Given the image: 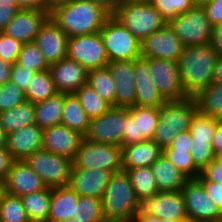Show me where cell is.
I'll return each mask as SVG.
<instances>
[{"label": "cell", "instance_id": "603a6c76", "mask_svg": "<svg viewBox=\"0 0 222 222\" xmlns=\"http://www.w3.org/2000/svg\"><path fill=\"white\" fill-rule=\"evenodd\" d=\"M4 183L6 193L19 197L47 188L25 160L13 161Z\"/></svg>", "mask_w": 222, "mask_h": 222}, {"label": "cell", "instance_id": "7dc6e473", "mask_svg": "<svg viewBox=\"0 0 222 222\" xmlns=\"http://www.w3.org/2000/svg\"><path fill=\"white\" fill-rule=\"evenodd\" d=\"M196 180H209L222 184V163L215 158L201 171Z\"/></svg>", "mask_w": 222, "mask_h": 222}, {"label": "cell", "instance_id": "f1b7e54d", "mask_svg": "<svg viewBox=\"0 0 222 222\" xmlns=\"http://www.w3.org/2000/svg\"><path fill=\"white\" fill-rule=\"evenodd\" d=\"M150 167L159 192L180 191L189 180L163 154Z\"/></svg>", "mask_w": 222, "mask_h": 222}, {"label": "cell", "instance_id": "9f6ffc18", "mask_svg": "<svg viewBox=\"0 0 222 222\" xmlns=\"http://www.w3.org/2000/svg\"><path fill=\"white\" fill-rule=\"evenodd\" d=\"M10 64L0 58V86L10 81L11 68Z\"/></svg>", "mask_w": 222, "mask_h": 222}, {"label": "cell", "instance_id": "e0dca14e", "mask_svg": "<svg viewBox=\"0 0 222 222\" xmlns=\"http://www.w3.org/2000/svg\"><path fill=\"white\" fill-rule=\"evenodd\" d=\"M140 211L158 217L180 222H187L183 195L180 191L158 192L140 202Z\"/></svg>", "mask_w": 222, "mask_h": 222}, {"label": "cell", "instance_id": "8992f818", "mask_svg": "<svg viewBox=\"0 0 222 222\" xmlns=\"http://www.w3.org/2000/svg\"><path fill=\"white\" fill-rule=\"evenodd\" d=\"M99 32L109 62L141 58L140 41L112 15Z\"/></svg>", "mask_w": 222, "mask_h": 222}, {"label": "cell", "instance_id": "e575fe53", "mask_svg": "<svg viewBox=\"0 0 222 222\" xmlns=\"http://www.w3.org/2000/svg\"><path fill=\"white\" fill-rule=\"evenodd\" d=\"M123 171H126L129 175L131 185L133 186L136 196L140 202L143 199L152 197L159 192L154 173L150 166Z\"/></svg>", "mask_w": 222, "mask_h": 222}, {"label": "cell", "instance_id": "ffe728a7", "mask_svg": "<svg viewBox=\"0 0 222 222\" xmlns=\"http://www.w3.org/2000/svg\"><path fill=\"white\" fill-rule=\"evenodd\" d=\"M68 36L49 17L36 35L35 43L49 64L67 57Z\"/></svg>", "mask_w": 222, "mask_h": 222}, {"label": "cell", "instance_id": "680465c9", "mask_svg": "<svg viewBox=\"0 0 222 222\" xmlns=\"http://www.w3.org/2000/svg\"><path fill=\"white\" fill-rule=\"evenodd\" d=\"M214 155L222 152V125L218 124L212 141Z\"/></svg>", "mask_w": 222, "mask_h": 222}, {"label": "cell", "instance_id": "7402d4cb", "mask_svg": "<svg viewBox=\"0 0 222 222\" xmlns=\"http://www.w3.org/2000/svg\"><path fill=\"white\" fill-rule=\"evenodd\" d=\"M49 71L60 93L73 94L87 83L88 71L68 57L50 64Z\"/></svg>", "mask_w": 222, "mask_h": 222}, {"label": "cell", "instance_id": "4316f807", "mask_svg": "<svg viewBox=\"0 0 222 222\" xmlns=\"http://www.w3.org/2000/svg\"><path fill=\"white\" fill-rule=\"evenodd\" d=\"M162 154L163 149L153 140L122 147L123 170L151 166Z\"/></svg>", "mask_w": 222, "mask_h": 222}, {"label": "cell", "instance_id": "2e32d148", "mask_svg": "<svg viewBox=\"0 0 222 222\" xmlns=\"http://www.w3.org/2000/svg\"><path fill=\"white\" fill-rule=\"evenodd\" d=\"M141 58H157L177 61L184 45L168 23L160 30L144 38L141 42Z\"/></svg>", "mask_w": 222, "mask_h": 222}, {"label": "cell", "instance_id": "3957f363", "mask_svg": "<svg viewBox=\"0 0 222 222\" xmlns=\"http://www.w3.org/2000/svg\"><path fill=\"white\" fill-rule=\"evenodd\" d=\"M101 202L106 222H134L140 210V200L126 171L110 176Z\"/></svg>", "mask_w": 222, "mask_h": 222}, {"label": "cell", "instance_id": "6125c7cd", "mask_svg": "<svg viewBox=\"0 0 222 222\" xmlns=\"http://www.w3.org/2000/svg\"><path fill=\"white\" fill-rule=\"evenodd\" d=\"M72 0H46V11H51L55 7L71 2Z\"/></svg>", "mask_w": 222, "mask_h": 222}, {"label": "cell", "instance_id": "83f0119b", "mask_svg": "<svg viewBox=\"0 0 222 222\" xmlns=\"http://www.w3.org/2000/svg\"><path fill=\"white\" fill-rule=\"evenodd\" d=\"M79 195L68 186L51 188L48 222H60L75 217Z\"/></svg>", "mask_w": 222, "mask_h": 222}, {"label": "cell", "instance_id": "d4e9b609", "mask_svg": "<svg viewBox=\"0 0 222 222\" xmlns=\"http://www.w3.org/2000/svg\"><path fill=\"white\" fill-rule=\"evenodd\" d=\"M42 144L43 129L33 124L9 133L6 149L14 160H25L30 154L41 150Z\"/></svg>", "mask_w": 222, "mask_h": 222}, {"label": "cell", "instance_id": "8c879c8a", "mask_svg": "<svg viewBox=\"0 0 222 222\" xmlns=\"http://www.w3.org/2000/svg\"><path fill=\"white\" fill-rule=\"evenodd\" d=\"M217 119H218V123H219L220 125H222V114H221Z\"/></svg>", "mask_w": 222, "mask_h": 222}, {"label": "cell", "instance_id": "03108f58", "mask_svg": "<svg viewBox=\"0 0 222 222\" xmlns=\"http://www.w3.org/2000/svg\"><path fill=\"white\" fill-rule=\"evenodd\" d=\"M5 193V183L4 179L0 178V199L2 198L3 194Z\"/></svg>", "mask_w": 222, "mask_h": 222}, {"label": "cell", "instance_id": "ee69618b", "mask_svg": "<svg viewBox=\"0 0 222 222\" xmlns=\"http://www.w3.org/2000/svg\"><path fill=\"white\" fill-rule=\"evenodd\" d=\"M26 101L25 93L13 82L0 86V113L20 105Z\"/></svg>", "mask_w": 222, "mask_h": 222}, {"label": "cell", "instance_id": "5b68a950", "mask_svg": "<svg viewBox=\"0 0 222 222\" xmlns=\"http://www.w3.org/2000/svg\"><path fill=\"white\" fill-rule=\"evenodd\" d=\"M112 16L140 42L167 24V21L150 3H122Z\"/></svg>", "mask_w": 222, "mask_h": 222}, {"label": "cell", "instance_id": "7a4b0ae2", "mask_svg": "<svg viewBox=\"0 0 222 222\" xmlns=\"http://www.w3.org/2000/svg\"><path fill=\"white\" fill-rule=\"evenodd\" d=\"M218 53L211 44L186 46L178 60L182 85L188 97H195L213 83Z\"/></svg>", "mask_w": 222, "mask_h": 222}, {"label": "cell", "instance_id": "ba28073f", "mask_svg": "<svg viewBox=\"0 0 222 222\" xmlns=\"http://www.w3.org/2000/svg\"><path fill=\"white\" fill-rule=\"evenodd\" d=\"M73 168L123 171L122 147L84 140L73 159Z\"/></svg>", "mask_w": 222, "mask_h": 222}, {"label": "cell", "instance_id": "74e56055", "mask_svg": "<svg viewBox=\"0 0 222 222\" xmlns=\"http://www.w3.org/2000/svg\"><path fill=\"white\" fill-rule=\"evenodd\" d=\"M74 94L79 99L83 110L90 120L103 115L112 107L87 83L82 85Z\"/></svg>", "mask_w": 222, "mask_h": 222}, {"label": "cell", "instance_id": "cb8c5ba5", "mask_svg": "<svg viewBox=\"0 0 222 222\" xmlns=\"http://www.w3.org/2000/svg\"><path fill=\"white\" fill-rule=\"evenodd\" d=\"M112 172L101 169H71L68 187L79 196H90L101 199L108 185Z\"/></svg>", "mask_w": 222, "mask_h": 222}, {"label": "cell", "instance_id": "7bdbcfd3", "mask_svg": "<svg viewBox=\"0 0 222 222\" xmlns=\"http://www.w3.org/2000/svg\"><path fill=\"white\" fill-rule=\"evenodd\" d=\"M163 155L188 179H196L201 171L194 165V160L187 150H163Z\"/></svg>", "mask_w": 222, "mask_h": 222}, {"label": "cell", "instance_id": "d6986e66", "mask_svg": "<svg viewBox=\"0 0 222 222\" xmlns=\"http://www.w3.org/2000/svg\"><path fill=\"white\" fill-rule=\"evenodd\" d=\"M49 17L46 10L20 9L2 32L23 44L33 42Z\"/></svg>", "mask_w": 222, "mask_h": 222}, {"label": "cell", "instance_id": "484cf974", "mask_svg": "<svg viewBox=\"0 0 222 222\" xmlns=\"http://www.w3.org/2000/svg\"><path fill=\"white\" fill-rule=\"evenodd\" d=\"M134 80L136 84V106L159 108L166 100L155 88L149 70V58L134 60Z\"/></svg>", "mask_w": 222, "mask_h": 222}, {"label": "cell", "instance_id": "277c9868", "mask_svg": "<svg viewBox=\"0 0 222 222\" xmlns=\"http://www.w3.org/2000/svg\"><path fill=\"white\" fill-rule=\"evenodd\" d=\"M198 106L194 97L165 101L159 108V119L152 140L162 149L168 147L180 132L188 131Z\"/></svg>", "mask_w": 222, "mask_h": 222}, {"label": "cell", "instance_id": "11a10c76", "mask_svg": "<svg viewBox=\"0 0 222 222\" xmlns=\"http://www.w3.org/2000/svg\"><path fill=\"white\" fill-rule=\"evenodd\" d=\"M210 44L218 56L222 58V24L214 26Z\"/></svg>", "mask_w": 222, "mask_h": 222}, {"label": "cell", "instance_id": "816d5d0a", "mask_svg": "<svg viewBox=\"0 0 222 222\" xmlns=\"http://www.w3.org/2000/svg\"><path fill=\"white\" fill-rule=\"evenodd\" d=\"M19 10L17 5L0 3V32L6 28Z\"/></svg>", "mask_w": 222, "mask_h": 222}, {"label": "cell", "instance_id": "6da1fadb", "mask_svg": "<svg viewBox=\"0 0 222 222\" xmlns=\"http://www.w3.org/2000/svg\"><path fill=\"white\" fill-rule=\"evenodd\" d=\"M111 14L90 0H72L50 11L52 20L68 37L99 32Z\"/></svg>", "mask_w": 222, "mask_h": 222}, {"label": "cell", "instance_id": "89a4df30", "mask_svg": "<svg viewBox=\"0 0 222 222\" xmlns=\"http://www.w3.org/2000/svg\"><path fill=\"white\" fill-rule=\"evenodd\" d=\"M215 158L222 163V152L218 153Z\"/></svg>", "mask_w": 222, "mask_h": 222}, {"label": "cell", "instance_id": "681fc988", "mask_svg": "<svg viewBox=\"0 0 222 222\" xmlns=\"http://www.w3.org/2000/svg\"><path fill=\"white\" fill-rule=\"evenodd\" d=\"M213 26L222 24V0H213L202 5Z\"/></svg>", "mask_w": 222, "mask_h": 222}, {"label": "cell", "instance_id": "9a60e30c", "mask_svg": "<svg viewBox=\"0 0 222 222\" xmlns=\"http://www.w3.org/2000/svg\"><path fill=\"white\" fill-rule=\"evenodd\" d=\"M159 119L158 108L132 106L123 129L122 147L152 140Z\"/></svg>", "mask_w": 222, "mask_h": 222}, {"label": "cell", "instance_id": "30bf717a", "mask_svg": "<svg viewBox=\"0 0 222 222\" xmlns=\"http://www.w3.org/2000/svg\"><path fill=\"white\" fill-rule=\"evenodd\" d=\"M129 108L112 106L103 115L89 122L85 140L122 147L123 129Z\"/></svg>", "mask_w": 222, "mask_h": 222}, {"label": "cell", "instance_id": "bcb514c9", "mask_svg": "<svg viewBox=\"0 0 222 222\" xmlns=\"http://www.w3.org/2000/svg\"><path fill=\"white\" fill-rule=\"evenodd\" d=\"M34 73L32 69H27L16 62L11 68L10 81L25 93Z\"/></svg>", "mask_w": 222, "mask_h": 222}, {"label": "cell", "instance_id": "44dd1931", "mask_svg": "<svg viewBox=\"0 0 222 222\" xmlns=\"http://www.w3.org/2000/svg\"><path fill=\"white\" fill-rule=\"evenodd\" d=\"M107 67L115 80V106L126 108L135 106L134 60L111 61Z\"/></svg>", "mask_w": 222, "mask_h": 222}, {"label": "cell", "instance_id": "d590c367", "mask_svg": "<svg viewBox=\"0 0 222 222\" xmlns=\"http://www.w3.org/2000/svg\"><path fill=\"white\" fill-rule=\"evenodd\" d=\"M87 84L111 106H115L116 85L108 67L88 71Z\"/></svg>", "mask_w": 222, "mask_h": 222}, {"label": "cell", "instance_id": "f546056e", "mask_svg": "<svg viewBox=\"0 0 222 222\" xmlns=\"http://www.w3.org/2000/svg\"><path fill=\"white\" fill-rule=\"evenodd\" d=\"M63 108L64 93L60 92L44 101L35 103V124L41 129L60 125Z\"/></svg>", "mask_w": 222, "mask_h": 222}, {"label": "cell", "instance_id": "003e7915", "mask_svg": "<svg viewBox=\"0 0 222 222\" xmlns=\"http://www.w3.org/2000/svg\"><path fill=\"white\" fill-rule=\"evenodd\" d=\"M0 3L17 5V1L16 0H0Z\"/></svg>", "mask_w": 222, "mask_h": 222}, {"label": "cell", "instance_id": "52a82bcc", "mask_svg": "<svg viewBox=\"0 0 222 222\" xmlns=\"http://www.w3.org/2000/svg\"><path fill=\"white\" fill-rule=\"evenodd\" d=\"M168 25L184 47L211 43L214 26L202 6L196 5L187 12L178 15L171 19Z\"/></svg>", "mask_w": 222, "mask_h": 222}, {"label": "cell", "instance_id": "2644e50d", "mask_svg": "<svg viewBox=\"0 0 222 222\" xmlns=\"http://www.w3.org/2000/svg\"><path fill=\"white\" fill-rule=\"evenodd\" d=\"M60 222H78L75 218H69Z\"/></svg>", "mask_w": 222, "mask_h": 222}, {"label": "cell", "instance_id": "e7e4bbea", "mask_svg": "<svg viewBox=\"0 0 222 222\" xmlns=\"http://www.w3.org/2000/svg\"><path fill=\"white\" fill-rule=\"evenodd\" d=\"M151 0H122L123 4L126 3H150Z\"/></svg>", "mask_w": 222, "mask_h": 222}, {"label": "cell", "instance_id": "ac0fdd59", "mask_svg": "<svg viewBox=\"0 0 222 222\" xmlns=\"http://www.w3.org/2000/svg\"><path fill=\"white\" fill-rule=\"evenodd\" d=\"M85 136L60 124L43 129L42 149L73 161Z\"/></svg>", "mask_w": 222, "mask_h": 222}, {"label": "cell", "instance_id": "d6a6232c", "mask_svg": "<svg viewBox=\"0 0 222 222\" xmlns=\"http://www.w3.org/2000/svg\"><path fill=\"white\" fill-rule=\"evenodd\" d=\"M23 207L30 222H48L51 188L21 196Z\"/></svg>", "mask_w": 222, "mask_h": 222}, {"label": "cell", "instance_id": "ab89813d", "mask_svg": "<svg viewBox=\"0 0 222 222\" xmlns=\"http://www.w3.org/2000/svg\"><path fill=\"white\" fill-rule=\"evenodd\" d=\"M74 218L78 222H106L102 212L101 199L79 196Z\"/></svg>", "mask_w": 222, "mask_h": 222}, {"label": "cell", "instance_id": "4dcf8cb0", "mask_svg": "<svg viewBox=\"0 0 222 222\" xmlns=\"http://www.w3.org/2000/svg\"><path fill=\"white\" fill-rule=\"evenodd\" d=\"M90 119L83 110L76 95L64 93V108L61 124L83 135L88 131Z\"/></svg>", "mask_w": 222, "mask_h": 222}, {"label": "cell", "instance_id": "60d3db41", "mask_svg": "<svg viewBox=\"0 0 222 222\" xmlns=\"http://www.w3.org/2000/svg\"><path fill=\"white\" fill-rule=\"evenodd\" d=\"M17 63L27 69L30 68L35 72L48 70L50 67V64L34 41L22 45Z\"/></svg>", "mask_w": 222, "mask_h": 222}, {"label": "cell", "instance_id": "db71d44e", "mask_svg": "<svg viewBox=\"0 0 222 222\" xmlns=\"http://www.w3.org/2000/svg\"><path fill=\"white\" fill-rule=\"evenodd\" d=\"M19 9L46 10V0H16Z\"/></svg>", "mask_w": 222, "mask_h": 222}, {"label": "cell", "instance_id": "8d00e7d4", "mask_svg": "<svg viewBox=\"0 0 222 222\" xmlns=\"http://www.w3.org/2000/svg\"><path fill=\"white\" fill-rule=\"evenodd\" d=\"M198 111L218 118L222 114V83H212L194 97Z\"/></svg>", "mask_w": 222, "mask_h": 222}, {"label": "cell", "instance_id": "f5cc1de1", "mask_svg": "<svg viewBox=\"0 0 222 222\" xmlns=\"http://www.w3.org/2000/svg\"><path fill=\"white\" fill-rule=\"evenodd\" d=\"M13 161L10 152L6 148L0 147V178H6Z\"/></svg>", "mask_w": 222, "mask_h": 222}, {"label": "cell", "instance_id": "91938a15", "mask_svg": "<svg viewBox=\"0 0 222 222\" xmlns=\"http://www.w3.org/2000/svg\"><path fill=\"white\" fill-rule=\"evenodd\" d=\"M134 222H180V221H174V220H168V219H159L158 217L147 214V213H142L140 210L136 215V218Z\"/></svg>", "mask_w": 222, "mask_h": 222}, {"label": "cell", "instance_id": "b9f144b4", "mask_svg": "<svg viewBox=\"0 0 222 222\" xmlns=\"http://www.w3.org/2000/svg\"><path fill=\"white\" fill-rule=\"evenodd\" d=\"M150 4L167 23L196 6L195 0H151Z\"/></svg>", "mask_w": 222, "mask_h": 222}, {"label": "cell", "instance_id": "c3c4849f", "mask_svg": "<svg viewBox=\"0 0 222 222\" xmlns=\"http://www.w3.org/2000/svg\"><path fill=\"white\" fill-rule=\"evenodd\" d=\"M205 189L206 194L222 212V184L215 183L209 180H197Z\"/></svg>", "mask_w": 222, "mask_h": 222}, {"label": "cell", "instance_id": "6f0895ef", "mask_svg": "<svg viewBox=\"0 0 222 222\" xmlns=\"http://www.w3.org/2000/svg\"><path fill=\"white\" fill-rule=\"evenodd\" d=\"M105 10H107L111 15L115 12V10L122 4V0H90Z\"/></svg>", "mask_w": 222, "mask_h": 222}, {"label": "cell", "instance_id": "f35d334b", "mask_svg": "<svg viewBox=\"0 0 222 222\" xmlns=\"http://www.w3.org/2000/svg\"><path fill=\"white\" fill-rule=\"evenodd\" d=\"M0 222H30L21 197L4 193L0 199Z\"/></svg>", "mask_w": 222, "mask_h": 222}, {"label": "cell", "instance_id": "1f68e13d", "mask_svg": "<svg viewBox=\"0 0 222 222\" xmlns=\"http://www.w3.org/2000/svg\"><path fill=\"white\" fill-rule=\"evenodd\" d=\"M0 123L7 134L35 124L34 104L29 101L0 113Z\"/></svg>", "mask_w": 222, "mask_h": 222}, {"label": "cell", "instance_id": "4fadbf2b", "mask_svg": "<svg viewBox=\"0 0 222 222\" xmlns=\"http://www.w3.org/2000/svg\"><path fill=\"white\" fill-rule=\"evenodd\" d=\"M151 79L160 95L166 100H181L185 94L177 61L149 58Z\"/></svg>", "mask_w": 222, "mask_h": 222}, {"label": "cell", "instance_id": "f6af8a7d", "mask_svg": "<svg viewBox=\"0 0 222 222\" xmlns=\"http://www.w3.org/2000/svg\"><path fill=\"white\" fill-rule=\"evenodd\" d=\"M23 43L14 38L0 32V58L4 61L14 64L18 60L19 52Z\"/></svg>", "mask_w": 222, "mask_h": 222}, {"label": "cell", "instance_id": "be15d7a7", "mask_svg": "<svg viewBox=\"0 0 222 222\" xmlns=\"http://www.w3.org/2000/svg\"><path fill=\"white\" fill-rule=\"evenodd\" d=\"M8 134L2 128L0 123V147L6 148L7 145Z\"/></svg>", "mask_w": 222, "mask_h": 222}, {"label": "cell", "instance_id": "94428289", "mask_svg": "<svg viewBox=\"0 0 222 222\" xmlns=\"http://www.w3.org/2000/svg\"><path fill=\"white\" fill-rule=\"evenodd\" d=\"M213 83H222V58L219 57L214 67Z\"/></svg>", "mask_w": 222, "mask_h": 222}, {"label": "cell", "instance_id": "f907efd6", "mask_svg": "<svg viewBox=\"0 0 222 222\" xmlns=\"http://www.w3.org/2000/svg\"><path fill=\"white\" fill-rule=\"evenodd\" d=\"M192 147L193 139L190 131L188 130L180 132L172 143L163 150H187V152H191Z\"/></svg>", "mask_w": 222, "mask_h": 222}, {"label": "cell", "instance_id": "5bb4252c", "mask_svg": "<svg viewBox=\"0 0 222 222\" xmlns=\"http://www.w3.org/2000/svg\"><path fill=\"white\" fill-rule=\"evenodd\" d=\"M181 193L188 221L216 222L222 218V212L196 179H189L181 189Z\"/></svg>", "mask_w": 222, "mask_h": 222}, {"label": "cell", "instance_id": "836d02e7", "mask_svg": "<svg viewBox=\"0 0 222 222\" xmlns=\"http://www.w3.org/2000/svg\"><path fill=\"white\" fill-rule=\"evenodd\" d=\"M57 93L58 91L48 69L34 73L25 92V97L26 101L35 104L37 102L44 101Z\"/></svg>", "mask_w": 222, "mask_h": 222}, {"label": "cell", "instance_id": "a7ac6f4b", "mask_svg": "<svg viewBox=\"0 0 222 222\" xmlns=\"http://www.w3.org/2000/svg\"><path fill=\"white\" fill-rule=\"evenodd\" d=\"M210 1H213V0H195V3H196V5H198V6H202V5H204L205 3H208V2H210Z\"/></svg>", "mask_w": 222, "mask_h": 222}, {"label": "cell", "instance_id": "9c48e42d", "mask_svg": "<svg viewBox=\"0 0 222 222\" xmlns=\"http://www.w3.org/2000/svg\"><path fill=\"white\" fill-rule=\"evenodd\" d=\"M25 162L42 179L46 187L68 185L73 167L71 159L41 149L30 154Z\"/></svg>", "mask_w": 222, "mask_h": 222}, {"label": "cell", "instance_id": "8fae6325", "mask_svg": "<svg viewBox=\"0 0 222 222\" xmlns=\"http://www.w3.org/2000/svg\"><path fill=\"white\" fill-rule=\"evenodd\" d=\"M67 57L87 71L105 68L109 63L100 32L69 37Z\"/></svg>", "mask_w": 222, "mask_h": 222}, {"label": "cell", "instance_id": "7c38bea8", "mask_svg": "<svg viewBox=\"0 0 222 222\" xmlns=\"http://www.w3.org/2000/svg\"><path fill=\"white\" fill-rule=\"evenodd\" d=\"M218 124L216 117L202 114L199 111L192 120L189 131L193 139V147L190 153L194 165L200 171L215 159L212 141Z\"/></svg>", "mask_w": 222, "mask_h": 222}]
</instances>
